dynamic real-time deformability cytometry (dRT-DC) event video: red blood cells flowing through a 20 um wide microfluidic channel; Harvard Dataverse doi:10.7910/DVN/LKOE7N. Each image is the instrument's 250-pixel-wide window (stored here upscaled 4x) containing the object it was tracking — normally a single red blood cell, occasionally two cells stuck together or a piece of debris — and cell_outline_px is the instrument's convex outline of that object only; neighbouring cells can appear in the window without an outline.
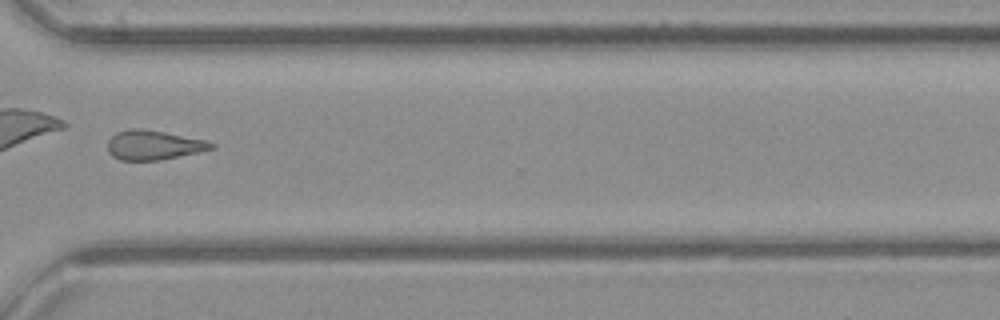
{"species": "common noctule bat (a hibernating species)", "species_latin": "Nyctalus noctula", "temperature_condition": "cold", "stored_images_in_passage": 38, "camera_frame_rate_fps": 3000, "um_per_image_px": 0.085, "animal": {"sex": "female", "body_mass_g": 21.9}, "frame": {"image": 1, "passage_image": 27, "time_ms": 8.667, "image_size_px": [1000, 320], "cell_outline_px": [[216, 148], [200, 152], [160, 160], [120, 160], [112, 156], [108, 152], [108, 140], [116, 132], [132, 128], [136, 128], [164, 132], [208, 140], [216, 144]], "centroid_in_image_um": [13.09, 12.33], "position_along_channel_um": 357.5, "area_um2": 17.92}}